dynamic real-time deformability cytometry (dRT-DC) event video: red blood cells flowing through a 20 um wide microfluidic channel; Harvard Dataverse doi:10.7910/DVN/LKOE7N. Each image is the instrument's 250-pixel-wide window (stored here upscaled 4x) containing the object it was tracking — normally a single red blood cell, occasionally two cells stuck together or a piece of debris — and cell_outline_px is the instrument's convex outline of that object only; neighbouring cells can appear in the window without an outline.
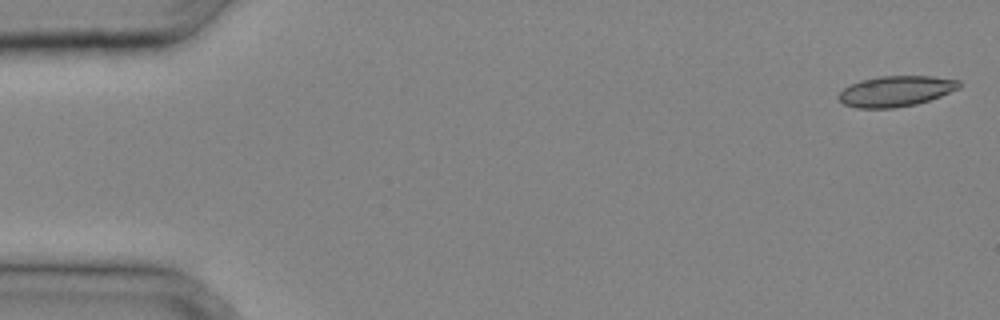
{"species": "common noctule bat (a hibernating species)", "species_latin": "Nyctalus noctula", "temperature_condition": "cold", "stored_images_in_passage": 32, "camera_frame_rate_fps": 3000, "um_per_image_px": 0.085, "animal": {"sex": "male", "body_mass_g": 20.4}, "frame": {"image": 1, "passage_image": 1, "time_ms": 0.0, "image_size_px": [1000, 320], "cell_outline_px": [[960, 88], [940, 96], [916, 104], [892, 108], [856, 108], [844, 104], [836, 96], [844, 88], [860, 80], [880, 76], [932, 76], [960, 80]], "centroid_in_image_um": [76.14, 7.74], "position_along_channel_um": 8.9, "area_um2": 21.44}}
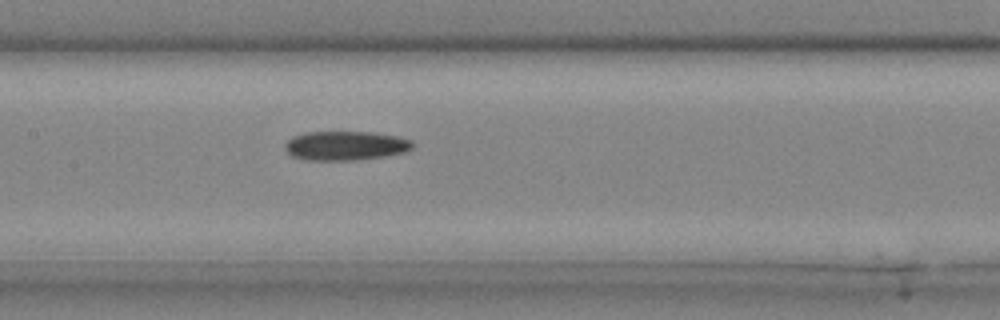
{"frame": {"image": 2, "passage_image": 17, "time_ms": 5.333, "image_size_px": [1000, 320], "cell_outline_px": [[412, 148], [404, 152], [388, 156], [356, 160], [304, 160], [292, 156], [284, 148], [284, 144], [292, 136], [308, 132], [368, 132], [396, 136], [412, 140]], "centroid_in_image_um": [29.34, 12.39], "position_along_channel_um": 178.1, "area_um2": 21.73}}
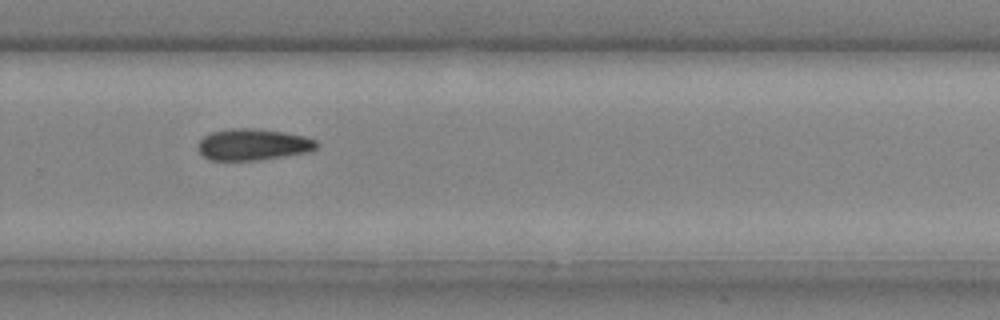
{"frame": {"image": 3, "passage_image": 24, "time_ms": 7.667, "image_size_px": [1000, 320], "cell_outline_px": [[320, 144], [312, 152], [260, 160], [212, 160], [204, 156], [196, 148], [200, 140], [204, 136], [212, 132], [232, 128], [252, 128], [284, 132], [304, 136], [316, 140]], "centroid_in_image_um": [21.55, 12.29], "position_along_channel_um": 308.3, "area_um2": 21.91}}